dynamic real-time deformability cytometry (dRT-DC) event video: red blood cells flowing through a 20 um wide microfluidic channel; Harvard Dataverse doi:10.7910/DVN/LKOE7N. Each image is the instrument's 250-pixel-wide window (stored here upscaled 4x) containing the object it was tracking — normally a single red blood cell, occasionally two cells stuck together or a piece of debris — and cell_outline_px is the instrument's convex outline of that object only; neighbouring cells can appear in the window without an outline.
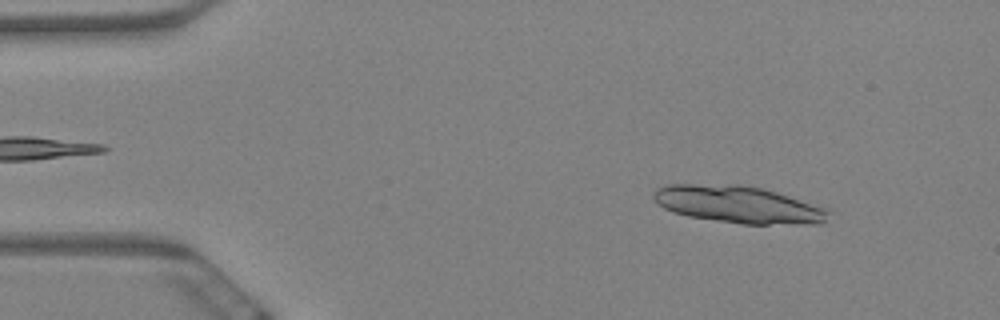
{"species": "Egyptian fruit bat (a non-hibernating species)", "species_latin": "Rousettus aegyptiacus", "temperature_condition": "warm", "stored_images_in_passage": 4, "camera_frame_rate_fps": 3000, "um_per_image_px": 0.085, "animal": {"sex": "female"}, "frame": {"image": 1, "passage_image": 1, "time_ms": 0.0, "image_size_px": [1000, 320], "cell_outline_px": [[832, 212], [820, 224], [744, 224], [688, 216], [672, 212], [656, 204], [652, 196], [652, 192], [656, 188], [664, 184], [740, 184], [764, 188], [828, 208]], "centroid_in_image_um": [62.73, 17.37], "position_along_channel_um": 22.3, "area_um2": 38.32}}